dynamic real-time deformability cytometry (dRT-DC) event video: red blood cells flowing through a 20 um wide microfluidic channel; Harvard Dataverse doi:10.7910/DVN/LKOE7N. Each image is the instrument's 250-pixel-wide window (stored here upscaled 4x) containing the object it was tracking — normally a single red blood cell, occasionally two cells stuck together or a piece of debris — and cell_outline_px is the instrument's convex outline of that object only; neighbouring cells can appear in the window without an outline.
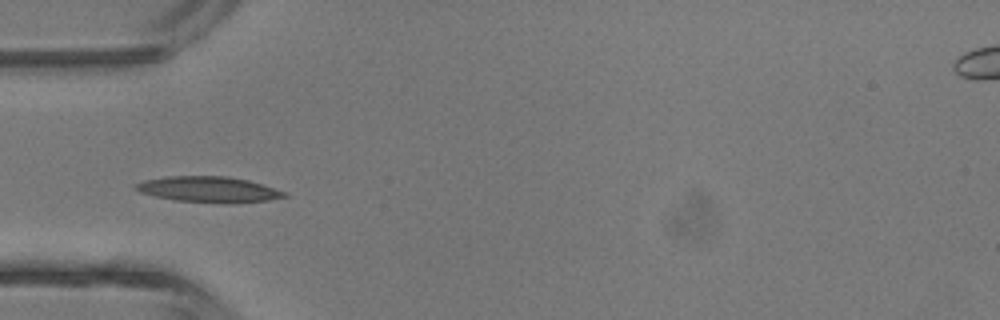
{"species": "common noctule bat (a hibernating species)", "species_latin": "Nyctalus noctula", "temperature_condition": "room temperature", "stored_images_in_passage": 2, "camera_frame_rate_fps": 3000, "um_per_image_px": 0.085, "animal": {"sex": "male", "body_mass_g": 13.3}, "frame": {"image": 1, "passage_image": 2, "time_ms": 2.0, "image_size_px": [1000, 320], "cell_outline_px": [[288, 196], [268, 200], [232, 204], [220, 204], [176, 200], [156, 196], [140, 192], [132, 188], [132, 184], [144, 180], [168, 176], [228, 176], [248, 180], [288, 192]], "centroid_in_image_um": [17.74, 16.11], "position_along_channel_um": 67.3, "area_um2": 22.66}}